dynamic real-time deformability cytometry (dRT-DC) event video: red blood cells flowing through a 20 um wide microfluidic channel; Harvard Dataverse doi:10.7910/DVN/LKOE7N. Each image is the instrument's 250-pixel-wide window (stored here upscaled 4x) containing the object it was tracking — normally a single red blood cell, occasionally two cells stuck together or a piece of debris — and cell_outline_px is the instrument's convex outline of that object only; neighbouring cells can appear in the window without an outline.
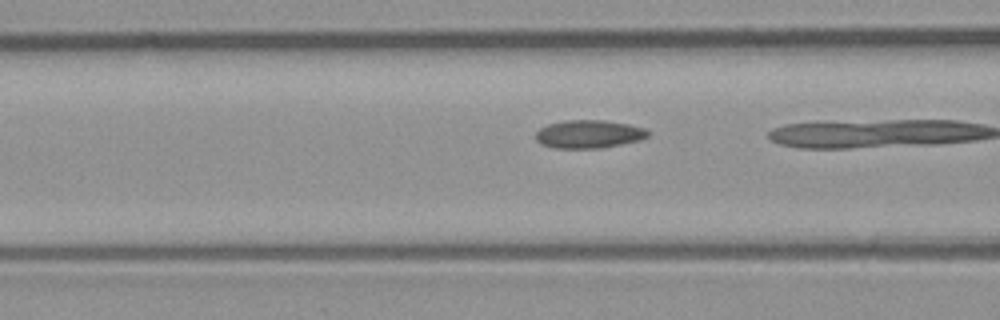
{"species": "common noctule bat (a hibernating species)", "species_latin": "Nyctalus noctula", "temperature_condition": "room temperature", "stored_images_in_passage": 4, "camera_frame_rate_fps": 3000, "um_per_image_px": 0.085, "animal": {"sex": "male", "body_mass_g": 23.1, "forearm_length_mm": 52.7}, "frame": {"image": 1, "passage_image": 3, "time_ms": 0.667, "image_size_px": [1000, 320], "cell_outline_px": [[648, 136], [640, 140], [600, 148], [556, 148], [540, 144], [536, 140], [536, 132], [540, 128], [548, 124], [564, 120], [604, 120], [628, 124], [644, 128], [648, 132]], "centroid_in_image_um": [50.02, 11.39], "position_along_channel_um": 116.6, "area_um2": 18.32}}